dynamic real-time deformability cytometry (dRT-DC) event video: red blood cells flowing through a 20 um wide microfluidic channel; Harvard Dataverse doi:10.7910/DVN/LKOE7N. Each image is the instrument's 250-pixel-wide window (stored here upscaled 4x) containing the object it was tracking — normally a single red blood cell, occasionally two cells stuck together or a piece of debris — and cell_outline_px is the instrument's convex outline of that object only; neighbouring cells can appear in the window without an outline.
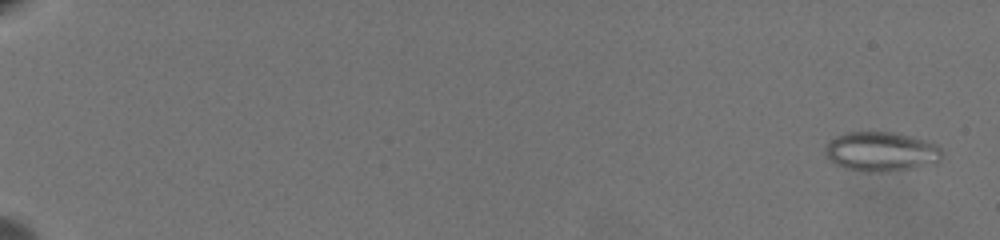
{"species": "common noctule bat (a hibernating species)", "species_latin": "Nyctalus noctula", "temperature_condition": "warm", "stored_images_in_passage": 64, "camera_frame_rate_fps": 3000, "um_per_image_px": 0.085, "animal": {"sex": "female", "body_mass_g": 19.5, "forearm_length_mm": 54.1}, "frame": {"image": 1, "passage_image": 3, "time_ms": 0.667, "image_size_px": [1000, 240], "cell_outline_px": [[940, 160], [936, 164], [888, 172], [868, 172], [844, 168], [828, 160], [824, 156], [824, 148], [828, 140], [836, 136], [848, 132], [896, 132], [912, 136], [936, 144], [940, 148]], "centroid_in_image_um": [74.85, 12.89], "position_along_channel_um": 10.1, "area_um2": 27.28}}
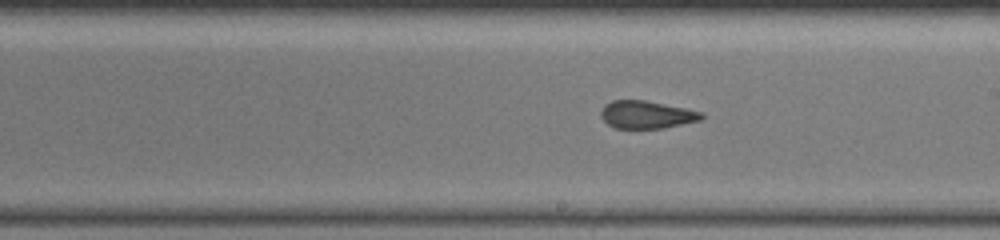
{"frame": {"image": 2, "passage_image": 41, "time_ms": 13.333, "image_size_px": [1000, 240], "cell_outline_px": [[704, 116], [700, 120], [664, 128], [616, 128], [608, 124], [600, 116], [600, 112], [604, 104], [612, 100], [644, 100], [704, 112]], "centroid_in_image_um": [54.94, 9.74], "position_along_channel_um": 234.1, "area_um2": 16.18}}
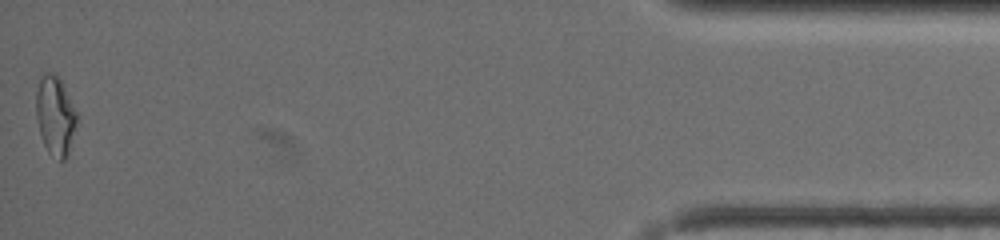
{"frame": {"image": 3, "passage_image": 64, "time_ms": 21.0, "image_size_px": [1000, 240], "cell_outline_px": [[76, 120], [68, 156], [60, 164], [48, 152], [44, 144], [40, 132], [36, 116], [36, 92], [40, 76], [44, 72], [56, 72], [76, 112]], "centroid_in_image_um": [4.67, 9.85], "position_along_channel_um": 430.5, "area_um2": 18.67}, "authors_computed_cell_mechanics": {"area_um2": 18.4382, "velocity_mm_per_s": 3.5292, "shape_relaxation_time_tau1_ms": null, "shape_relaxation_time_tau2_ms": 1.5464, "deformation_change_tau1": null, "deformation_change_tau2": 0.0818}}